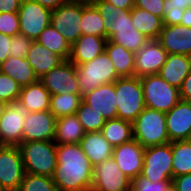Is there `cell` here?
Returning <instances> with one entry per match:
<instances>
[{
	"instance_id": "1",
	"label": "cell",
	"mask_w": 191,
	"mask_h": 191,
	"mask_svg": "<svg viewBox=\"0 0 191 191\" xmlns=\"http://www.w3.org/2000/svg\"><path fill=\"white\" fill-rule=\"evenodd\" d=\"M57 166L52 180L59 191H90L93 165L79 144H56Z\"/></svg>"
},
{
	"instance_id": "2",
	"label": "cell",
	"mask_w": 191,
	"mask_h": 191,
	"mask_svg": "<svg viewBox=\"0 0 191 191\" xmlns=\"http://www.w3.org/2000/svg\"><path fill=\"white\" fill-rule=\"evenodd\" d=\"M101 14L106 27V38L136 53L149 40L135 29L130 10H122L105 0L92 2Z\"/></svg>"
},
{
	"instance_id": "3",
	"label": "cell",
	"mask_w": 191,
	"mask_h": 191,
	"mask_svg": "<svg viewBox=\"0 0 191 191\" xmlns=\"http://www.w3.org/2000/svg\"><path fill=\"white\" fill-rule=\"evenodd\" d=\"M25 173L52 177L57 166L56 143L28 141L19 146Z\"/></svg>"
},
{
	"instance_id": "4",
	"label": "cell",
	"mask_w": 191,
	"mask_h": 191,
	"mask_svg": "<svg viewBox=\"0 0 191 191\" xmlns=\"http://www.w3.org/2000/svg\"><path fill=\"white\" fill-rule=\"evenodd\" d=\"M117 118L133 123L145 109L140 78L119 77L115 82Z\"/></svg>"
},
{
	"instance_id": "5",
	"label": "cell",
	"mask_w": 191,
	"mask_h": 191,
	"mask_svg": "<svg viewBox=\"0 0 191 191\" xmlns=\"http://www.w3.org/2000/svg\"><path fill=\"white\" fill-rule=\"evenodd\" d=\"M133 138L144 148L170 143L165 113L145 107L133 122Z\"/></svg>"
},
{
	"instance_id": "6",
	"label": "cell",
	"mask_w": 191,
	"mask_h": 191,
	"mask_svg": "<svg viewBox=\"0 0 191 191\" xmlns=\"http://www.w3.org/2000/svg\"><path fill=\"white\" fill-rule=\"evenodd\" d=\"M76 75L82 95L102 84L113 83L120 77L105 51L93 60L77 65Z\"/></svg>"
},
{
	"instance_id": "7",
	"label": "cell",
	"mask_w": 191,
	"mask_h": 191,
	"mask_svg": "<svg viewBox=\"0 0 191 191\" xmlns=\"http://www.w3.org/2000/svg\"><path fill=\"white\" fill-rule=\"evenodd\" d=\"M140 82L147 108L167 113L181 100L179 89L157 74L140 77Z\"/></svg>"
},
{
	"instance_id": "8",
	"label": "cell",
	"mask_w": 191,
	"mask_h": 191,
	"mask_svg": "<svg viewBox=\"0 0 191 191\" xmlns=\"http://www.w3.org/2000/svg\"><path fill=\"white\" fill-rule=\"evenodd\" d=\"M141 176L153 182L173 180L172 142L145 148Z\"/></svg>"
},
{
	"instance_id": "9",
	"label": "cell",
	"mask_w": 191,
	"mask_h": 191,
	"mask_svg": "<svg viewBox=\"0 0 191 191\" xmlns=\"http://www.w3.org/2000/svg\"><path fill=\"white\" fill-rule=\"evenodd\" d=\"M82 1L70 0L52 10L50 24L72 46L82 35Z\"/></svg>"
},
{
	"instance_id": "10",
	"label": "cell",
	"mask_w": 191,
	"mask_h": 191,
	"mask_svg": "<svg viewBox=\"0 0 191 191\" xmlns=\"http://www.w3.org/2000/svg\"><path fill=\"white\" fill-rule=\"evenodd\" d=\"M132 180L110 157L93 166L92 187L90 191H130Z\"/></svg>"
},
{
	"instance_id": "11",
	"label": "cell",
	"mask_w": 191,
	"mask_h": 191,
	"mask_svg": "<svg viewBox=\"0 0 191 191\" xmlns=\"http://www.w3.org/2000/svg\"><path fill=\"white\" fill-rule=\"evenodd\" d=\"M52 11L34 1L22 0L18 10L20 34L36 41L50 25Z\"/></svg>"
},
{
	"instance_id": "12",
	"label": "cell",
	"mask_w": 191,
	"mask_h": 191,
	"mask_svg": "<svg viewBox=\"0 0 191 191\" xmlns=\"http://www.w3.org/2000/svg\"><path fill=\"white\" fill-rule=\"evenodd\" d=\"M39 81L50 95L81 94L76 66L68 59L44 74Z\"/></svg>"
},
{
	"instance_id": "13",
	"label": "cell",
	"mask_w": 191,
	"mask_h": 191,
	"mask_svg": "<svg viewBox=\"0 0 191 191\" xmlns=\"http://www.w3.org/2000/svg\"><path fill=\"white\" fill-rule=\"evenodd\" d=\"M25 174L18 146L0 145V188L18 191Z\"/></svg>"
},
{
	"instance_id": "14",
	"label": "cell",
	"mask_w": 191,
	"mask_h": 191,
	"mask_svg": "<svg viewBox=\"0 0 191 191\" xmlns=\"http://www.w3.org/2000/svg\"><path fill=\"white\" fill-rule=\"evenodd\" d=\"M29 113L17 101L8 104L0 117V145L19 146L22 143L23 124Z\"/></svg>"
},
{
	"instance_id": "15",
	"label": "cell",
	"mask_w": 191,
	"mask_h": 191,
	"mask_svg": "<svg viewBox=\"0 0 191 191\" xmlns=\"http://www.w3.org/2000/svg\"><path fill=\"white\" fill-rule=\"evenodd\" d=\"M56 118L49 111L30 112L23 124L22 142L54 139Z\"/></svg>"
},
{
	"instance_id": "16",
	"label": "cell",
	"mask_w": 191,
	"mask_h": 191,
	"mask_svg": "<svg viewBox=\"0 0 191 191\" xmlns=\"http://www.w3.org/2000/svg\"><path fill=\"white\" fill-rule=\"evenodd\" d=\"M145 148L135 139L113 148L112 158L131 180L141 175Z\"/></svg>"
},
{
	"instance_id": "17",
	"label": "cell",
	"mask_w": 191,
	"mask_h": 191,
	"mask_svg": "<svg viewBox=\"0 0 191 191\" xmlns=\"http://www.w3.org/2000/svg\"><path fill=\"white\" fill-rule=\"evenodd\" d=\"M168 53L157 40H149L135 53V76L156 75L165 64Z\"/></svg>"
},
{
	"instance_id": "18",
	"label": "cell",
	"mask_w": 191,
	"mask_h": 191,
	"mask_svg": "<svg viewBox=\"0 0 191 191\" xmlns=\"http://www.w3.org/2000/svg\"><path fill=\"white\" fill-rule=\"evenodd\" d=\"M170 142L189 140L191 136V102L180 100L165 113Z\"/></svg>"
},
{
	"instance_id": "19",
	"label": "cell",
	"mask_w": 191,
	"mask_h": 191,
	"mask_svg": "<svg viewBox=\"0 0 191 191\" xmlns=\"http://www.w3.org/2000/svg\"><path fill=\"white\" fill-rule=\"evenodd\" d=\"M116 92L113 83L102 84L82 95V101L106 120L117 118Z\"/></svg>"
},
{
	"instance_id": "20",
	"label": "cell",
	"mask_w": 191,
	"mask_h": 191,
	"mask_svg": "<svg viewBox=\"0 0 191 191\" xmlns=\"http://www.w3.org/2000/svg\"><path fill=\"white\" fill-rule=\"evenodd\" d=\"M157 41L168 54L191 57V28L178 25H163Z\"/></svg>"
},
{
	"instance_id": "21",
	"label": "cell",
	"mask_w": 191,
	"mask_h": 191,
	"mask_svg": "<svg viewBox=\"0 0 191 191\" xmlns=\"http://www.w3.org/2000/svg\"><path fill=\"white\" fill-rule=\"evenodd\" d=\"M107 38L97 35H81L80 38L71 46L69 60L75 65H81L93 60L103 51Z\"/></svg>"
},
{
	"instance_id": "22",
	"label": "cell",
	"mask_w": 191,
	"mask_h": 191,
	"mask_svg": "<svg viewBox=\"0 0 191 191\" xmlns=\"http://www.w3.org/2000/svg\"><path fill=\"white\" fill-rule=\"evenodd\" d=\"M191 71V57L182 54H168L159 75L168 84L180 89L184 79Z\"/></svg>"
},
{
	"instance_id": "23",
	"label": "cell",
	"mask_w": 191,
	"mask_h": 191,
	"mask_svg": "<svg viewBox=\"0 0 191 191\" xmlns=\"http://www.w3.org/2000/svg\"><path fill=\"white\" fill-rule=\"evenodd\" d=\"M79 145L93 166L112 157L114 148L101 132H86Z\"/></svg>"
},
{
	"instance_id": "24",
	"label": "cell",
	"mask_w": 191,
	"mask_h": 191,
	"mask_svg": "<svg viewBox=\"0 0 191 191\" xmlns=\"http://www.w3.org/2000/svg\"><path fill=\"white\" fill-rule=\"evenodd\" d=\"M26 59L38 79L64 61L61 56L46 49L36 41L32 42Z\"/></svg>"
},
{
	"instance_id": "25",
	"label": "cell",
	"mask_w": 191,
	"mask_h": 191,
	"mask_svg": "<svg viewBox=\"0 0 191 191\" xmlns=\"http://www.w3.org/2000/svg\"><path fill=\"white\" fill-rule=\"evenodd\" d=\"M50 92L38 80L22 87L17 102L29 112H40L50 109Z\"/></svg>"
},
{
	"instance_id": "26",
	"label": "cell",
	"mask_w": 191,
	"mask_h": 191,
	"mask_svg": "<svg viewBox=\"0 0 191 191\" xmlns=\"http://www.w3.org/2000/svg\"><path fill=\"white\" fill-rule=\"evenodd\" d=\"M85 133L76 114L63 116L56 119L53 141L56 144H79Z\"/></svg>"
},
{
	"instance_id": "27",
	"label": "cell",
	"mask_w": 191,
	"mask_h": 191,
	"mask_svg": "<svg viewBox=\"0 0 191 191\" xmlns=\"http://www.w3.org/2000/svg\"><path fill=\"white\" fill-rule=\"evenodd\" d=\"M105 52L110 57L120 77L135 76V53L107 39Z\"/></svg>"
},
{
	"instance_id": "28",
	"label": "cell",
	"mask_w": 191,
	"mask_h": 191,
	"mask_svg": "<svg viewBox=\"0 0 191 191\" xmlns=\"http://www.w3.org/2000/svg\"><path fill=\"white\" fill-rule=\"evenodd\" d=\"M0 72L10 76L21 87L37 82L39 79L27 59L9 56L0 64Z\"/></svg>"
},
{
	"instance_id": "29",
	"label": "cell",
	"mask_w": 191,
	"mask_h": 191,
	"mask_svg": "<svg viewBox=\"0 0 191 191\" xmlns=\"http://www.w3.org/2000/svg\"><path fill=\"white\" fill-rule=\"evenodd\" d=\"M131 19L135 29L142 33L148 40H157L163 28V19L150 12L133 7L130 10Z\"/></svg>"
},
{
	"instance_id": "30",
	"label": "cell",
	"mask_w": 191,
	"mask_h": 191,
	"mask_svg": "<svg viewBox=\"0 0 191 191\" xmlns=\"http://www.w3.org/2000/svg\"><path fill=\"white\" fill-rule=\"evenodd\" d=\"M100 132L113 147L134 139L133 123L119 118L106 120Z\"/></svg>"
},
{
	"instance_id": "31",
	"label": "cell",
	"mask_w": 191,
	"mask_h": 191,
	"mask_svg": "<svg viewBox=\"0 0 191 191\" xmlns=\"http://www.w3.org/2000/svg\"><path fill=\"white\" fill-rule=\"evenodd\" d=\"M36 42L46 49L55 52L64 60H68L71 55V45L51 24L48 25L39 35Z\"/></svg>"
},
{
	"instance_id": "32",
	"label": "cell",
	"mask_w": 191,
	"mask_h": 191,
	"mask_svg": "<svg viewBox=\"0 0 191 191\" xmlns=\"http://www.w3.org/2000/svg\"><path fill=\"white\" fill-rule=\"evenodd\" d=\"M82 35L106 38V27L100 12L93 3L82 2Z\"/></svg>"
},
{
	"instance_id": "33",
	"label": "cell",
	"mask_w": 191,
	"mask_h": 191,
	"mask_svg": "<svg viewBox=\"0 0 191 191\" xmlns=\"http://www.w3.org/2000/svg\"><path fill=\"white\" fill-rule=\"evenodd\" d=\"M172 170L173 178L183 174H191L190 140L172 142Z\"/></svg>"
},
{
	"instance_id": "34",
	"label": "cell",
	"mask_w": 191,
	"mask_h": 191,
	"mask_svg": "<svg viewBox=\"0 0 191 191\" xmlns=\"http://www.w3.org/2000/svg\"><path fill=\"white\" fill-rule=\"evenodd\" d=\"M82 103V94L51 95L49 111L57 119L76 114Z\"/></svg>"
},
{
	"instance_id": "35",
	"label": "cell",
	"mask_w": 191,
	"mask_h": 191,
	"mask_svg": "<svg viewBox=\"0 0 191 191\" xmlns=\"http://www.w3.org/2000/svg\"><path fill=\"white\" fill-rule=\"evenodd\" d=\"M76 116L85 132H100L106 122V119L101 113H97L83 101L76 111Z\"/></svg>"
},
{
	"instance_id": "36",
	"label": "cell",
	"mask_w": 191,
	"mask_h": 191,
	"mask_svg": "<svg viewBox=\"0 0 191 191\" xmlns=\"http://www.w3.org/2000/svg\"><path fill=\"white\" fill-rule=\"evenodd\" d=\"M18 191H59L52 177L25 173Z\"/></svg>"
},
{
	"instance_id": "37",
	"label": "cell",
	"mask_w": 191,
	"mask_h": 191,
	"mask_svg": "<svg viewBox=\"0 0 191 191\" xmlns=\"http://www.w3.org/2000/svg\"><path fill=\"white\" fill-rule=\"evenodd\" d=\"M21 86L10 76L0 72V100L9 104L18 100Z\"/></svg>"
},
{
	"instance_id": "38",
	"label": "cell",
	"mask_w": 191,
	"mask_h": 191,
	"mask_svg": "<svg viewBox=\"0 0 191 191\" xmlns=\"http://www.w3.org/2000/svg\"><path fill=\"white\" fill-rule=\"evenodd\" d=\"M183 4L179 0L164 1L163 25H178L183 18Z\"/></svg>"
},
{
	"instance_id": "39",
	"label": "cell",
	"mask_w": 191,
	"mask_h": 191,
	"mask_svg": "<svg viewBox=\"0 0 191 191\" xmlns=\"http://www.w3.org/2000/svg\"><path fill=\"white\" fill-rule=\"evenodd\" d=\"M32 42L33 40L22 34L12 36L11 45L9 47L10 56L26 59Z\"/></svg>"
},
{
	"instance_id": "40",
	"label": "cell",
	"mask_w": 191,
	"mask_h": 191,
	"mask_svg": "<svg viewBox=\"0 0 191 191\" xmlns=\"http://www.w3.org/2000/svg\"><path fill=\"white\" fill-rule=\"evenodd\" d=\"M0 33L11 37L20 34L18 13H0Z\"/></svg>"
},
{
	"instance_id": "41",
	"label": "cell",
	"mask_w": 191,
	"mask_h": 191,
	"mask_svg": "<svg viewBox=\"0 0 191 191\" xmlns=\"http://www.w3.org/2000/svg\"><path fill=\"white\" fill-rule=\"evenodd\" d=\"M165 0H135V7L146 10L154 16L164 18Z\"/></svg>"
},
{
	"instance_id": "42",
	"label": "cell",
	"mask_w": 191,
	"mask_h": 191,
	"mask_svg": "<svg viewBox=\"0 0 191 191\" xmlns=\"http://www.w3.org/2000/svg\"><path fill=\"white\" fill-rule=\"evenodd\" d=\"M130 191H161V181L153 182L139 175L132 180Z\"/></svg>"
},
{
	"instance_id": "43",
	"label": "cell",
	"mask_w": 191,
	"mask_h": 191,
	"mask_svg": "<svg viewBox=\"0 0 191 191\" xmlns=\"http://www.w3.org/2000/svg\"><path fill=\"white\" fill-rule=\"evenodd\" d=\"M11 36L0 33V64L10 56Z\"/></svg>"
},
{
	"instance_id": "44",
	"label": "cell",
	"mask_w": 191,
	"mask_h": 191,
	"mask_svg": "<svg viewBox=\"0 0 191 191\" xmlns=\"http://www.w3.org/2000/svg\"><path fill=\"white\" fill-rule=\"evenodd\" d=\"M172 182L176 186L177 191H191V174L174 177Z\"/></svg>"
},
{
	"instance_id": "45",
	"label": "cell",
	"mask_w": 191,
	"mask_h": 191,
	"mask_svg": "<svg viewBox=\"0 0 191 191\" xmlns=\"http://www.w3.org/2000/svg\"><path fill=\"white\" fill-rule=\"evenodd\" d=\"M22 0H0V13H18Z\"/></svg>"
},
{
	"instance_id": "46",
	"label": "cell",
	"mask_w": 191,
	"mask_h": 191,
	"mask_svg": "<svg viewBox=\"0 0 191 191\" xmlns=\"http://www.w3.org/2000/svg\"><path fill=\"white\" fill-rule=\"evenodd\" d=\"M180 98L185 101L191 102V71L188 76L184 79L182 86L179 89Z\"/></svg>"
},
{
	"instance_id": "47",
	"label": "cell",
	"mask_w": 191,
	"mask_h": 191,
	"mask_svg": "<svg viewBox=\"0 0 191 191\" xmlns=\"http://www.w3.org/2000/svg\"><path fill=\"white\" fill-rule=\"evenodd\" d=\"M31 1H34L52 11L58 8L60 5L69 2L70 0H31Z\"/></svg>"
},
{
	"instance_id": "48",
	"label": "cell",
	"mask_w": 191,
	"mask_h": 191,
	"mask_svg": "<svg viewBox=\"0 0 191 191\" xmlns=\"http://www.w3.org/2000/svg\"><path fill=\"white\" fill-rule=\"evenodd\" d=\"M122 10H131L135 6V0H105Z\"/></svg>"
},
{
	"instance_id": "49",
	"label": "cell",
	"mask_w": 191,
	"mask_h": 191,
	"mask_svg": "<svg viewBox=\"0 0 191 191\" xmlns=\"http://www.w3.org/2000/svg\"><path fill=\"white\" fill-rule=\"evenodd\" d=\"M180 25L191 28V8L189 6L184 9L183 18L181 19Z\"/></svg>"
},
{
	"instance_id": "50",
	"label": "cell",
	"mask_w": 191,
	"mask_h": 191,
	"mask_svg": "<svg viewBox=\"0 0 191 191\" xmlns=\"http://www.w3.org/2000/svg\"><path fill=\"white\" fill-rule=\"evenodd\" d=\"M161 191H177L172 181H161Z\"/></svg>"
},
{
	"instance_id": "51",
	"label": "cell",
	"mask_w": 191,
	"mask_h": 191,
	"mask_svg": "<svg viewBox=\"0 0 191 191\" xmlns=\"http://www.w3.org/2000/svg\"><path fill=\"white\" fill-rule=\"evenodd\" d=\"M7 106H8L7 103H5V102H3V101L0 100V117H1V115L4 113V111H5V109H6Z\"/></svg>"
},
{
	"instance_id": "52",
	"label": "cell",
	"mask_w": 191,
	"mask_h": 191,
	"mask_svg": "<svg viewBox=\"0 0 191 191\" xmlns=\"http://www.w3.org/2000/svg\"><path fill=\"white\" fill-rule=\"evenodd\" d=\"M183 4V9L189 6L191 0H179Z\"/></svg>"
},
{
	"instance_id": "53",
	"label": "cell",
	"mask_w": 191,
	"mask_h": 191,
	"mask_svg": "<svg viewBox=\"0 0 191 191\" xmlns=\"http://www.w3.org/2000/svg\"><path fill=\"white\" fill-rule=\"evenodd\" d=\"M78 1L87 2V3H92L94 0H78Z\"/></svg>"
}]
</instances>
